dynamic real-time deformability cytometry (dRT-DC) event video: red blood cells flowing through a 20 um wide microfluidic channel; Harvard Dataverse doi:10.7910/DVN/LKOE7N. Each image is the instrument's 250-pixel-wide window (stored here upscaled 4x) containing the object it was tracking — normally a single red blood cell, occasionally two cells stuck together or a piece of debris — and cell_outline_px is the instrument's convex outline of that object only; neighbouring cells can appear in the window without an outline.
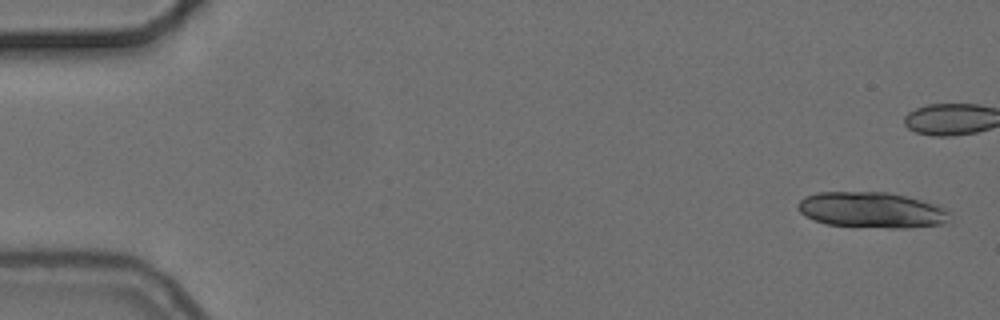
{"species": "common noctule bat (a hibernating species)", "species_latin": "Nyctalus noctula", "temperature_condition": "cold", "stored_images_in_passage": 8, "camera_frame_rate_fps": 3000, "um_per_image_px": 0.085, "animal": {"sex": "female", "body_mass_g": 24.6, "forearm_length_mm": 56.2}, "frame": {"image": 1, "passage_image": 1, "time_ms": 0.0, "image_size_px": [1000, 320], "cell_outline_px": [[952, 212], [940, 224], [908, 228], [888, 228], [824, 224], [800, 212], [796, 204], [804, 196], [816, 192], [888, 192], [908, 196], [944, 208]], "centroid_in_image_um": [74.05, 17.84], "position_along_channel_um": 11.0, "area_um2": 31.44}}